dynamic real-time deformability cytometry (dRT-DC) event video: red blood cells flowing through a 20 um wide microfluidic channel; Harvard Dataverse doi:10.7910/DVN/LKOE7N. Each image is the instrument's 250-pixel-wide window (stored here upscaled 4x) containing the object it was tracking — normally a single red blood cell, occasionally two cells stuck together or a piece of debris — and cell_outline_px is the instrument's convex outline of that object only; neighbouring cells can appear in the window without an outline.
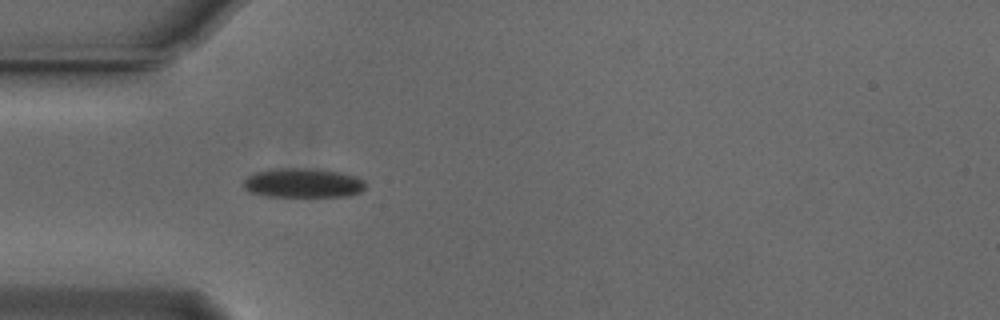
{"species": "Egyptian fruit bat (a non-hibernating species)", "species_latin": "Rousettus aegyptiacus", "temperature_condition": "cold", "stored_images_in_passage": 36, "camera_frame_rate_fps": 3000, "um_per_image_px": 0.085, "animal": {"sex": "male"}, "frame": {"image": 1, "passage_image": 1, "time_ms": 0.0, "image_size_px": [1000, 320], "cell_outline_px": [[364, 188], [360, 192], [348, 196], [268, 196], [248, 192], [244, 188], [244, 180], [248, 176], [256, 172], [268, 168], [304, 168], [340, 172], [364, 180]], "centroid_in_image_um": [25.7, 15.55], "position_along_channel_um": 59.3, "area_um2": 20.75}}
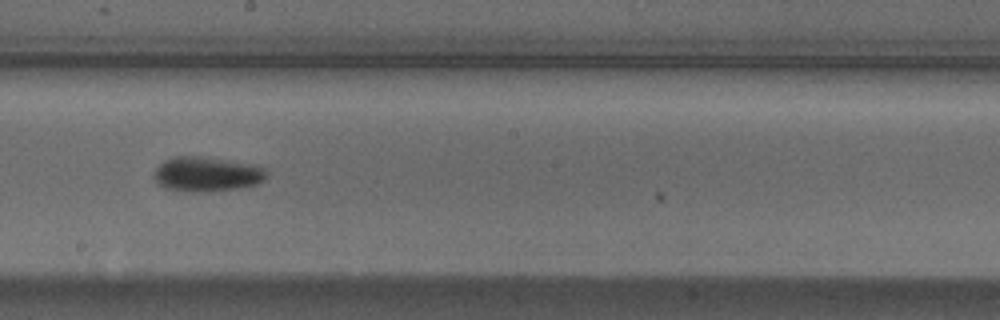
{"frame": {"image": 2, "passage_image": 15, "time_ms": 4.667, "image_size_px": [1000, 320], "cell_outline_px": [[264, 180], [248, 188], [212, 192], [192, 192], [164, 188], [152, 176], [156, 168], [164, 160], [176, 156], [204, 156], [264, 168]], "centroid_in_image_um": [17.53, 14.83], "position_along_channel_um": 230.7, "area_um2": 22.72}}
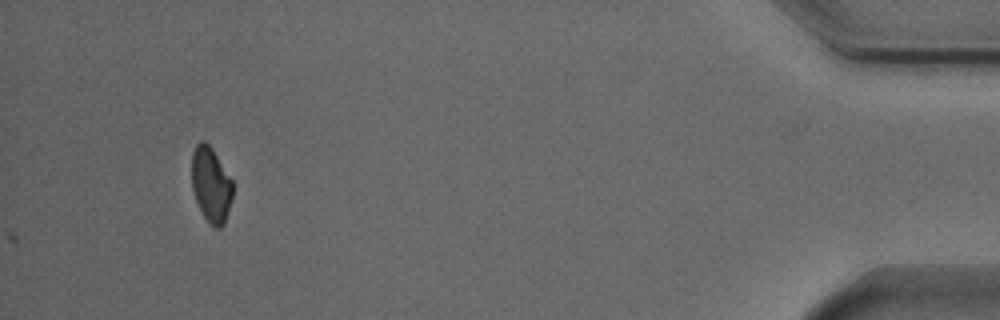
{"frame": {"image": 3, "passage_image": 36, "time_ms": 11.667, "image_size_px": [1000, 320], "cell_outline_px": [[232, 196], [228, 212], [224, 224], [220, 228], [216, 228], [204, 216], [196, 200], [192, 188], [192, 152], [196, 144], [200, 140], [204, 140], [212, 148], [232, 180]], "centroid_in_image_um": [17.93, 15.66], "position_along_channel_um": 417.3, "area_um2": 17.74}, "authors_computed_cell_mechanics": {"area_um2": 20.4323, "velocity_mm_per_s": 3.7353, "shape_relaxation_time_tau1_ms": 4.0097, "shape_relaxation_time_tau2_ms": null, "deformation_change_tau1": 0.105, "deformation_change_tau2": null}}